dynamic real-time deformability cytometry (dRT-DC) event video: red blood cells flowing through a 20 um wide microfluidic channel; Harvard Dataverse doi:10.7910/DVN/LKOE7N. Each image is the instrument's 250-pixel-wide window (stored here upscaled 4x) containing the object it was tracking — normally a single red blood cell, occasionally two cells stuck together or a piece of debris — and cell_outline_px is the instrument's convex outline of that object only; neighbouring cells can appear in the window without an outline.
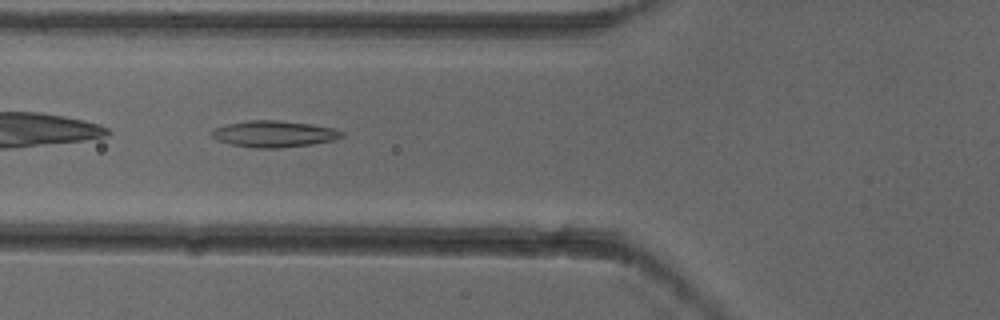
{"species": "common noctule bat (a hibernating species)", "species_latin": "Nyctalus noctula", "temperature_condition": "cold", "stored_images_in_passage": 8, "camera_frame_rate_fps": 3000, "um_per_image_px": 0.085, "animal": {"sex": "female"}, "frame": {"image": 1, "passage_image": 5, "time_ms": 1.333, "image_size_px": [1000, 320], "cell_outline_px": [[344, 136], [336, 140], [312, 144], [276, 148], [256, 148], [232, 144], [216, 140], [208, 132], [216, 128], [228, 124], [248, 120], [276, 120], [312, 124], [332, 128], [344, 132]], "centroid_in_image_um": [23.3, 11.38], "position_along_channel_um": 102.5, "area_um2": 20.0}}
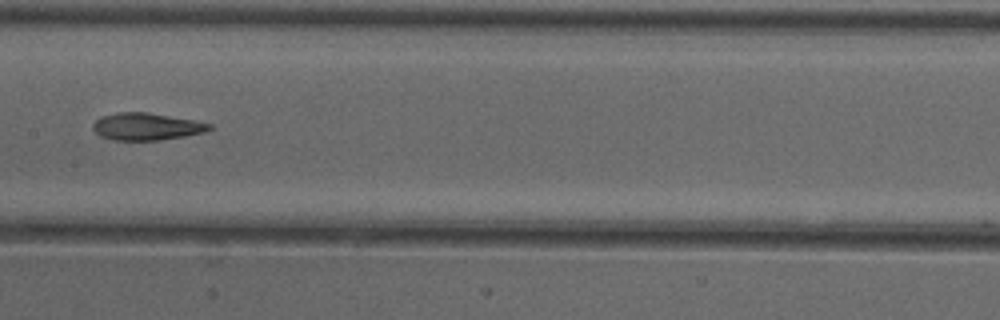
{"frame": {"image": 2, "passage_image": 7, "time_ms": 2.0, "image_size_px": [1000, 320], "cell_outline_px": [[212, 128], [204, 132], [184, 136], [160, 140], [112, 140], [100, 136], [92, 128], [92, 124], [96, 120], [104, 116], [120, 112], [148, 112], [196, 120], [212, 124]], "centroid_in_image_um": [12.47, 10.75], "position_along_channel_um": 194.9, "area_um2": 18.44}}
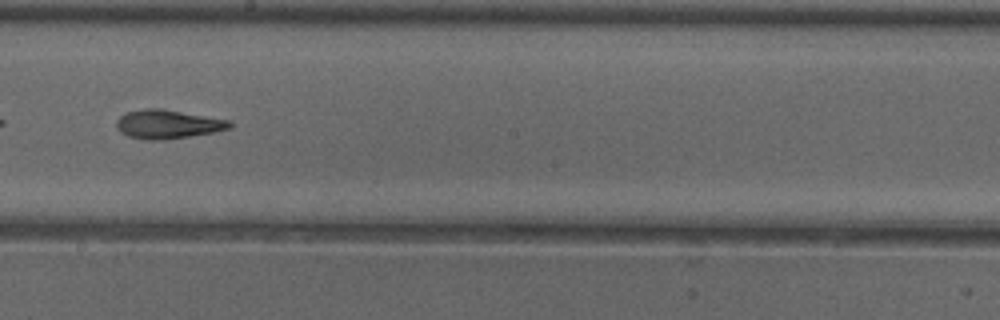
{"frame": {"image": 3, "passage_image": 8, "time_ms": 2.333, "image_size_px": [1000, 320], "cell_outline_px": [[232, 128], [212, 132], [164, 140], [152, 140], [128, 136], [120, 132], [116, 128], [116, 120], [120, 116], [128, 112], [148, 108], [160, 108], [232, 120]], "centroid_in_image_um": [14.27, 10.55], "position_along_channel_um": 233.9, "area_um2": 18.96}}